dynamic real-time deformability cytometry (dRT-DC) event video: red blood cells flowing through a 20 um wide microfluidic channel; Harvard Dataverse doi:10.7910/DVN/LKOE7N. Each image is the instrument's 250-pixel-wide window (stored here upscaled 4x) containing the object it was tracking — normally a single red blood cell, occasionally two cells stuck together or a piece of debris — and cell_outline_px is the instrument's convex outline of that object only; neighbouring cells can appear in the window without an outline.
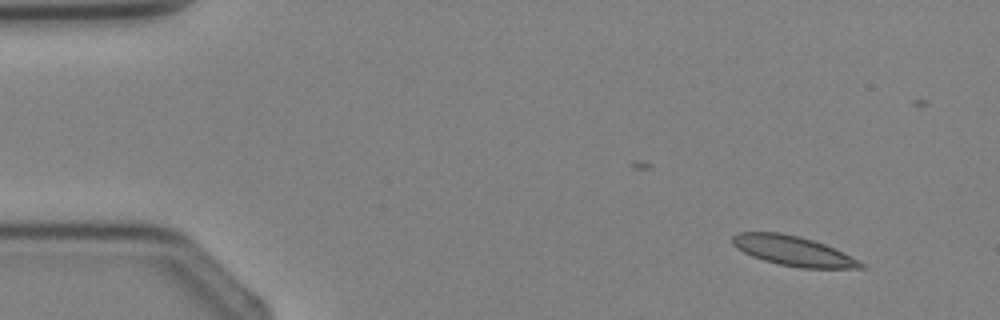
{"species": "Egyptian fruit bat (a non-hibernating species)", "species_latin": "Rousettus aegyptiacus", "temperature_condition": "cold", "stored_images_in_passage": 3, "camera_frame_rate_fps": 3000, "um_per_image_px": 0.085, "animal": {"sex": "female"}, "frame": {"image": 1, "passage_image": 1, "time_ms": 0.0, "image_size_px": [1000, 320], "cell_outline_px": [[868, 268], [800, 268], [780, 264], [764, 260], [752, 256], [736, 248], [732, 244], [732, 236], [736, 232], [780, 232], [800, 236], [824, 244], [844, 252], [868, 264]], "centroid_in_image_um": [67.46, 21.33], "position_along_channel_um": 17.5, "area_um2": 22.48}}
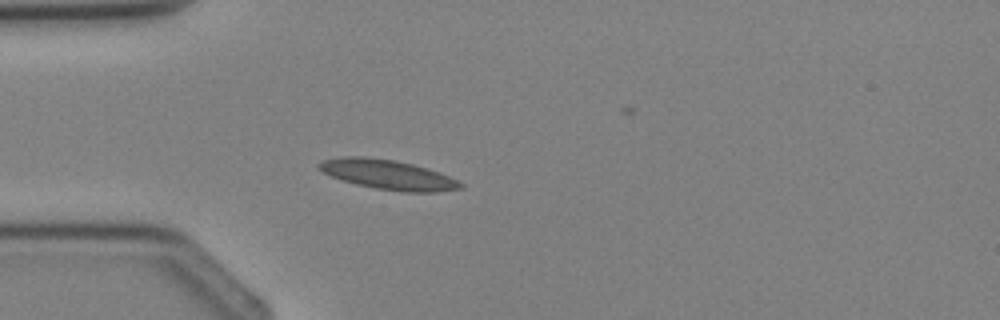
{"frame": {"image": 2, "passage_image": 3, "time_ms": 2.333, "image_size_px": [1000, 320], "cell_outline_px": [[464, 188], [436, 192], [404, 192], [376, 188], [356, 184], [332, 176], [316, 168], [316, 164], [324, 160], [340, 156], [364, 156], [396, 160], [412, 164], [440, 172], [464, 184]], "centroid_in_image_um": [32.97, 14.83], "position_along_channel_um": 52.0, "area_um2": 24.45}}